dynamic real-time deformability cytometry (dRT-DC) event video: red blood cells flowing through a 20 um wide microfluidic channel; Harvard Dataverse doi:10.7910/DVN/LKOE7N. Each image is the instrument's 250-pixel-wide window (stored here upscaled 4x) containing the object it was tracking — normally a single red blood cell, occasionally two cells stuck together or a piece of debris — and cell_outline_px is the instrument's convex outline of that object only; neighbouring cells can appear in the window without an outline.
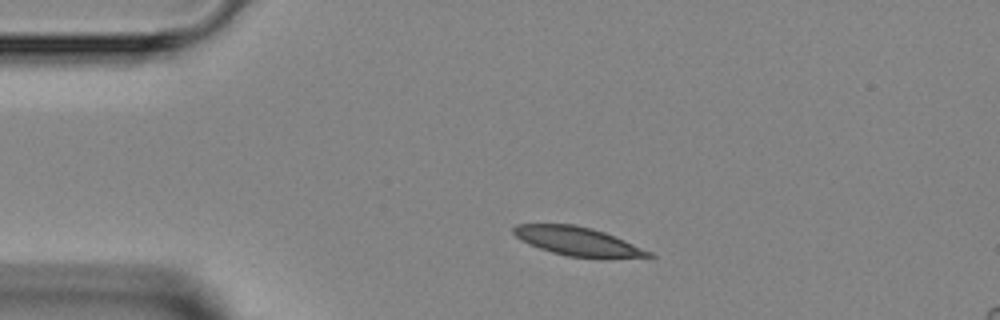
{"species": "Egyptian fruit bat (a non-hibernating species)", "species_latin": "Rousettus aegyptiacus", "temperature_condition": "room temperature", "stored_images_in_passage": 38, "camera_frame_rate_fps": 3000, "um_per_image_px": 0.085, "animal": {"sex": "female"}, "frame": {"image": 1, "passage_image": 1, "time_ms": 0.0, "image_size_px": [1000, 320], "cell_outline_px": [[656, 256], [608, 260], [600, 260], [568, 256], [552, 252], [528, 244], [520, 240], [512, 232], [512, 228], [516, 224], [572, 224], [592, 228], [604, 232], [624, 240], [652, 252]], "centroid_in_image_um": [49.16, 20.55], "position_along_channel_um": 35.8, "area_um2": 23.18}}
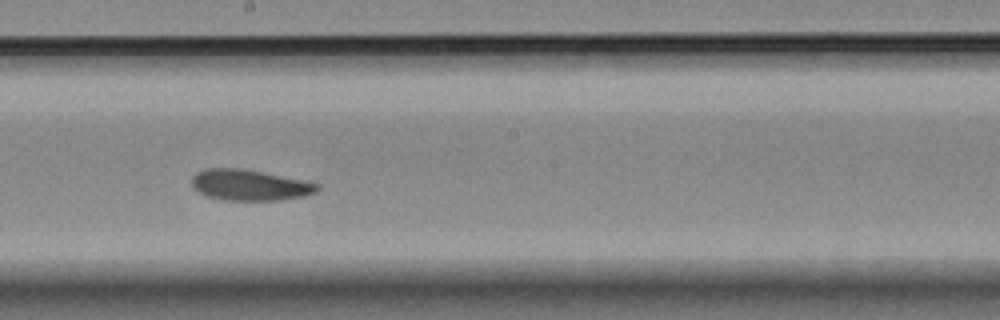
{"frame": {"image": 2, "passage_image": 17, "time_ms": 5.333, "image_size_px": [1000, 320], "cell_outline_px": [[320, 188], [316, 192], [304, 196], [280, 200], [224, 200], [208, 196], [192, 188], [192, 176], [196, 172], [204, 168], [240, 168], [320, 184]], "centroid_in_image_um": [21.18, 15.73], "position_along_channel_um": 227.0, "area_um2": 22.37}}
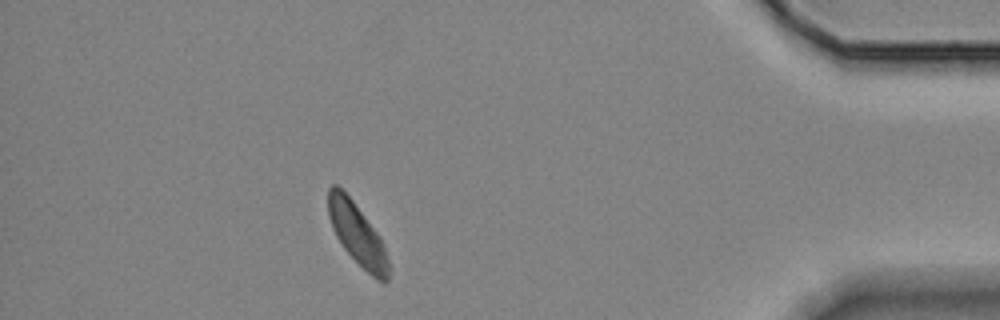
{"frame": {"image": 3, "passage_image": 33, "time_ms": 10.667, "image_size_px": [1000, 320], "cell_outline_px": [[392, 268], [388, 280], [384, 284], [376, 280], [344, 248], [336, 236], [332, 228], [328, 216], [328, 188], [332, 184], [336, 184], [352, 200], [380, 236]], "centroid_in_image_um": [30.4, 19.95], "position_along_channel_um": 404.8, "area_um2": 21.68}}